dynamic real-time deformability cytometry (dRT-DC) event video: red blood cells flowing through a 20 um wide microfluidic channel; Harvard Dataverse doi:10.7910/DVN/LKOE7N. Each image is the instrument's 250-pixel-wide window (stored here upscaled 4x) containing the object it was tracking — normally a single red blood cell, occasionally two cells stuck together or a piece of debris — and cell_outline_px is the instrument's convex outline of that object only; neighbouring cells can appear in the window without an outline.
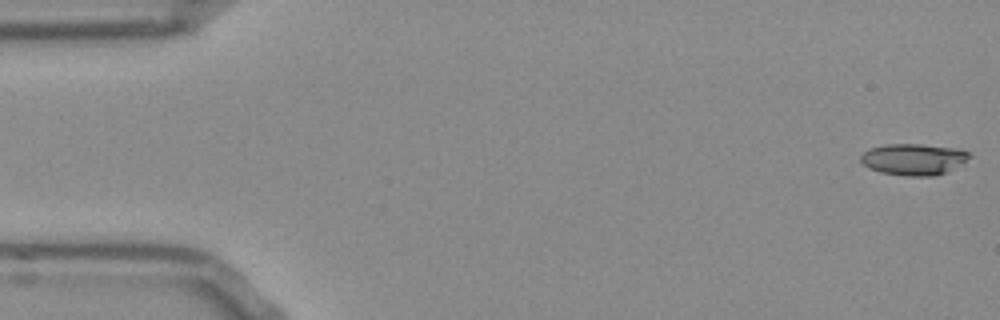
{"species": "Egyptian fruit bat (a non-hibernating species)", "species_latin": "Rousettus aegyptiacus", "temperature_condition": "room temperature", "stored_images_in_passage": 52, "camera_frame_rate_fps": 3000, "um_per_image_px": 0.085, "frame": {"image": 1, "passage_image": 1, "time_ms": 0.0, "image_size_px": [1000, 320], "cell_outline_px": [[972, 156], [948, 172], [936, 176], [908, 176], [880, 172], [868, 168], [860, 160], [860, 156], [868, 148], [884, 144], [920, 144], [960, 148], [968, 152]], "centroid_in_image_um": [77.65, 13.53], "position_along_channel_um": 7.3, "area_um2": 20.11}}
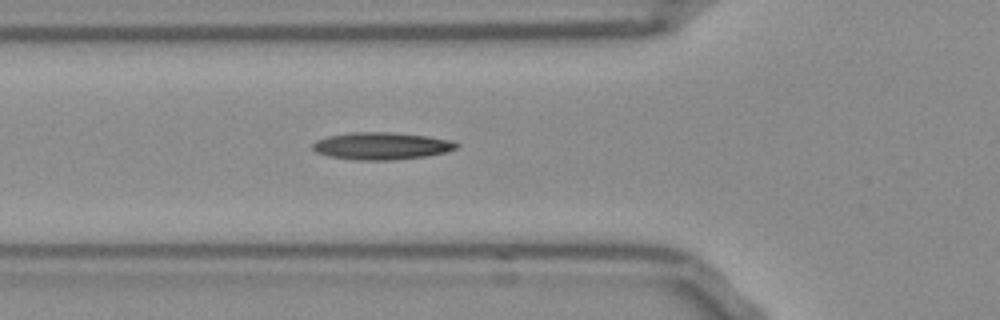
{"frame": {"image": 2, "passage_image": 18, "time_ms": 5.667, "image_size_px": [1000, 320], "cell_outline_px": [[460, 144], [456, 148], [444, 152], [428, 156], [392, 160], [356, 160], [328, 156], [316, 152], [312, 148], [312, 144], [316, 140], [328, 136], [352, 132], [392, 132], [428, 136], [452, 140]], "centroid_in_image_um": [32.43, 12.4], "position_along_channel_um": 93.4, "area_um2": 22.95}}
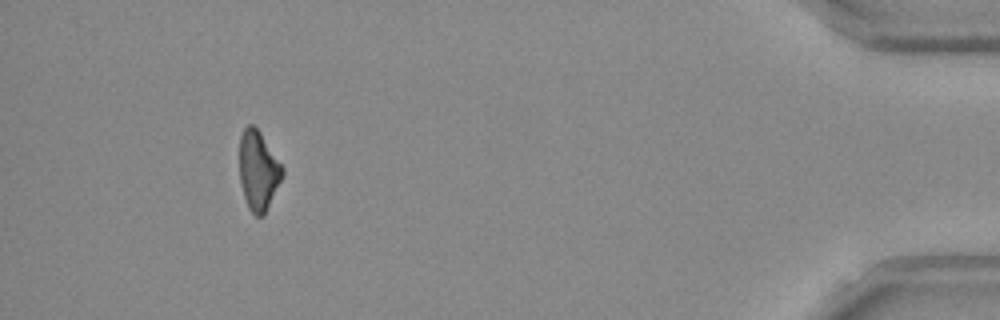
{"frame": {"image": 3, "passage_image": 48, "time_ms": 15.667, "image_size_px": [1000, 320], "cell_outline_px": [[284, 176], [264, 216], [256, 216], [248, 208], [240, 184], [240, 136], [244, 128], [248, 124], [252, 124], [260, 132], [284, 168]], "centroid_in_image_um": [21.97, 14.52], "position_along_channel_um": 413.2, "area_um2": 19.94}}